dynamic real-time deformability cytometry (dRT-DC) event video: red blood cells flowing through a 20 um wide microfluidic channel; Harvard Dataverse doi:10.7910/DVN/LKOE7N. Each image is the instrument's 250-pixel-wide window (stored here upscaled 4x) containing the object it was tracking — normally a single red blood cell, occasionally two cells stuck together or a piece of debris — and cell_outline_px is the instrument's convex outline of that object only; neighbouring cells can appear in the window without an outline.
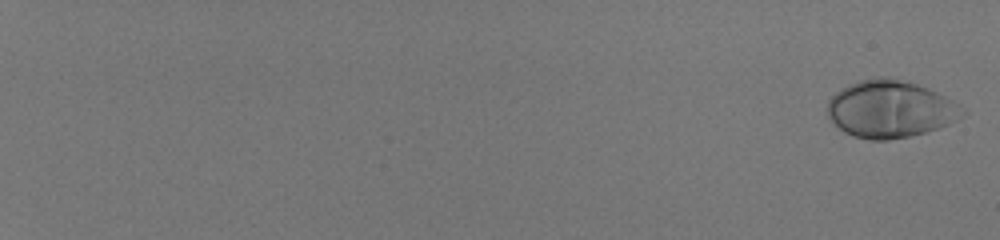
{"species": "human", "species_latin": "Homo sapiens", "temperature_condition": "room temperature", "stored_images_in_passage": 56, "camera_frame_rate_fps": 3000, "um_per_image_px": 0.085, "donor": {"sex": "male"}, "frame": {"image": 1, "passage_image": 1, "time_ms": 0.0, "image_size_px": [1000, 240], "cell_outline_px": [[968, 112], [964, 116], [948, 124], [924, 132], [908, 136], [888, 140], [868, 140], [852, 136], [844, 132], [828, 116], [828, 100], [836, 92], [860, 80], [880, 76], [884, 76], [916, 84], [928, 88], [952, 100]], "centroid_in_image_um": [75.68, 9.28], "position_along_channel_um": 9.3, "area_um2": 44.62}}
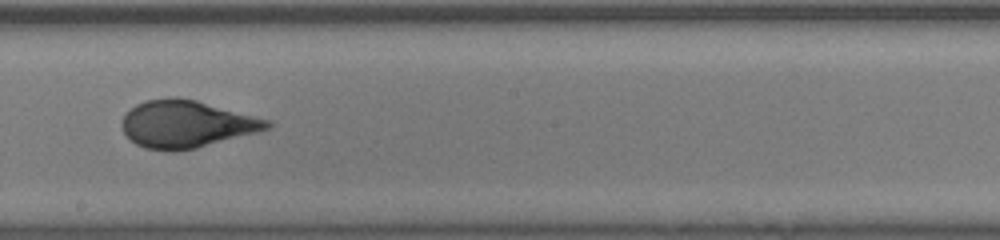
{"frame": {"image": 2, "passage_image": 38, "time_ms": 12.333, "image_size_px": [1000, 240], "cell_outline_px": [[272, 128], [260, 132], [196, 148], [172, 152], [168, 152], [144, 148], [136, 144], [124, 132], [120, 124], [124, 116], [136, 104], [144, 100], [172, 96], [176, 96], [196, 100], [272, 120]], "centroid_in_image_um": [15.88, 10.55], "position_along_channel_um": 232.3, "area_um2": 40.46}}
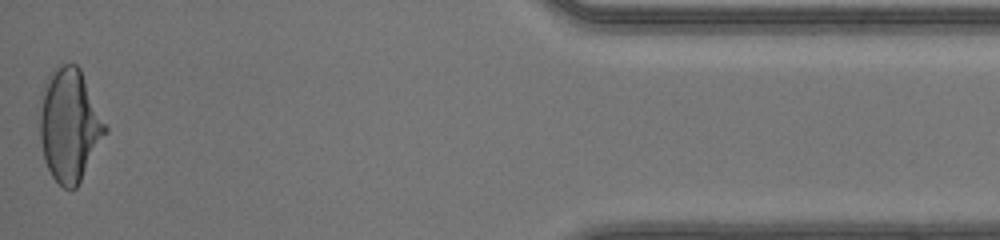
{"frame": {"image": 3, "passage_image": 56, "time_ms": 18.333, "image_size_px": [1000, 240], "cell_outline_px": [[108, 132], [76, 188], [64, 188], [52, 176], [44, 160], [40, 140], [36, 108], [44, 84], [48, 76], [60, 64], [76, 64], [80, 68], [108, 128]], "centroid_in_image_um": [5.87, 10.61], "position_along_channel_um": 429.3, "area_um2": 43.64}, "authors_computed_cell_mechanics": {"area_um2": 40.46, "velocity_mm_per_s": 4.1495, "shape_relaxation_time_tau1_ms": 5.2717, "shape_relaxation_time_tau2_ms": null, "deformation_change_tau1": 0.231, "deformation_change_tau2": null}}